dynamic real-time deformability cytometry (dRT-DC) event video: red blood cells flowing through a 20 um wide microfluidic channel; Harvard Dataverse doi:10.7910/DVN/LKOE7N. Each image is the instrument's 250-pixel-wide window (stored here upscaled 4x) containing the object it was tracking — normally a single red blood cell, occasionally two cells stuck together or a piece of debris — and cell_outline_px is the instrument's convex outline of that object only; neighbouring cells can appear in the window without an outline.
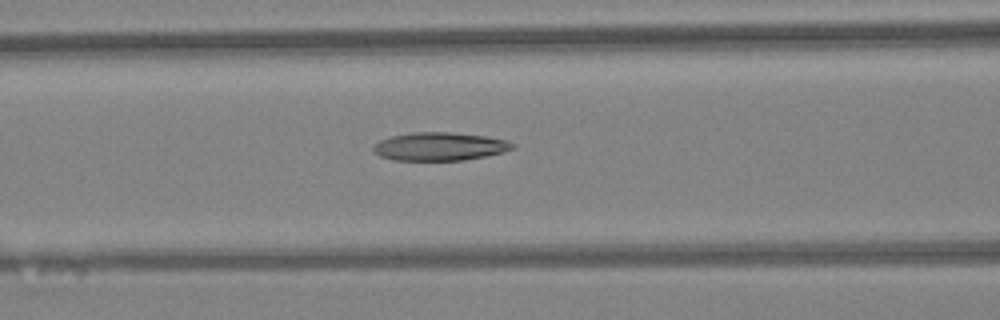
{"species": "Egyptian fruit bat (a non-hibernating species)", "species_latin": "Rousettus aegyptiacus", "temperature_condition": "warm", "stored_images_in_passage": 32, "camera_frame_rate_fps": 3000, "um_per_image_px": 0.085, "animal": {"sex": "female"}, "frame": {"image": 1, "passage_image": 13, "time_ms": 4.0, "image_size_px": [1000, 320], "cell_outline_px": [[516, 148], [504, 152], [464, 160], [392, 160], [380, 156], [372, 148], [380, 140], [392, 136], [412, 132], [448, 132], [484, 136], [508, 140], [516, 144]], "centroid_in_image_um": [37.41, 12.45], "position_along_channel_um": 129.2, "area_um2": 22.83}}
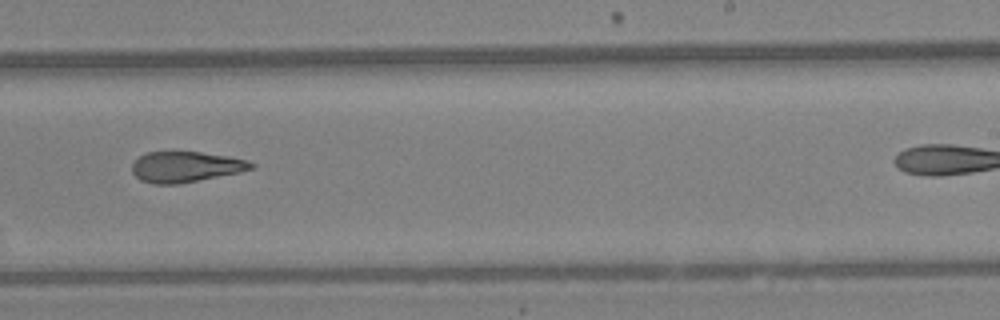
{"frame": {"image": 2, "passage_image": 23, "time_ms": 7.333, "image_size_px": [1000, 320], "cell_outline_px": [[256, 164], [252, 168], [240, 172], [180, 184], [152, 184], [140, 180], [132, 172], [132, 164], [140, 156], [148, 152], [200, 152], [228, 156], [248, 160]], "centroid_in_image_um": [15.79, 14.19], "position_along_channel_um": 273.2, "area_um2": 21.27}}
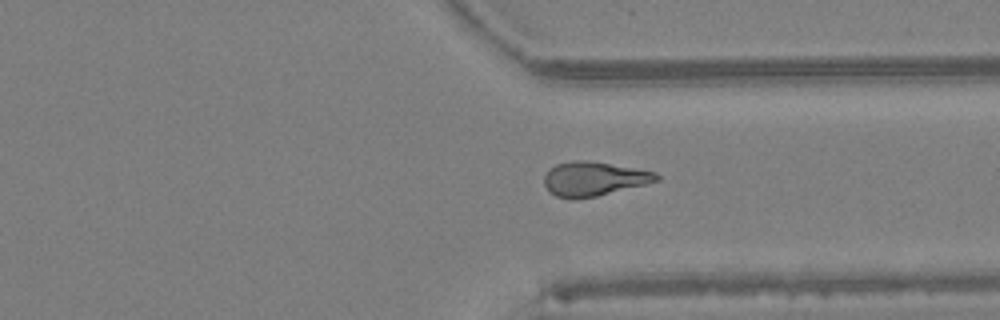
{"frame": {"image": 3, "passage_image": 29, "time_ms": 9.333, "image_size_px": [1000, 320], "cell_outline_px": [[660, 180], [596, 196], [572, 200], [556, 196], [548, 192], [544, 184], [544, 176], [556, 164], [572, 160], [588, 160], [656, 172], [660, 176]], "centroid_in_image_um": [50.44, 15.2], "position_along_channel_um": 361.0, "area_um2": 22.25}}